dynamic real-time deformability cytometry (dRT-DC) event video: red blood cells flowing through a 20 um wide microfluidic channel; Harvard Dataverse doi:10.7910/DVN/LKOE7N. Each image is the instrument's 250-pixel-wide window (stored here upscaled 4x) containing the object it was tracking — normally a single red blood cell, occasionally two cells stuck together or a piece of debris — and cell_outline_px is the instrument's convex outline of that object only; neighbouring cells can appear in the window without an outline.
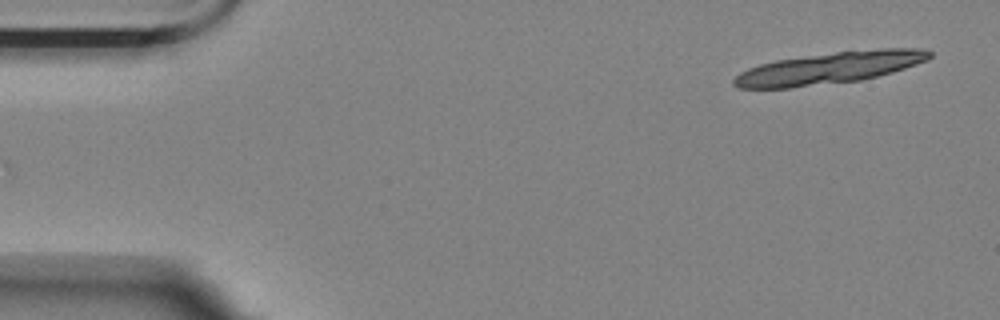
{"species": "Egyptian fruit bat (a non-hibernating species)", "species_latin": "Rousettus aegyptiacus", "temperature_condition": "room temperature", "stored_images_in_passage": 16, "camera_frame_rate_fps": 3000, "um_per_image_px": 0.085, "animal": {"sex": "female"}, "frame": {"image": 1, "passage_image": 1, "time_ms": 0.0, "image_size_px": [1000, 320], "cell_outline_px": [[932, 56], [928, 60], [892, 72], [860, 80], [788, 88], [740, 88], [732, 84], [732, 80], [740, 72], [748, 68], [760, 64], [776, 60], [836, 52], [880, 48], [924, 48], [932, 52]], "centroid_in_image_um": [70.52, 5.77], "position_along_channel_um": 14.5, "area_um2": 35.95}}